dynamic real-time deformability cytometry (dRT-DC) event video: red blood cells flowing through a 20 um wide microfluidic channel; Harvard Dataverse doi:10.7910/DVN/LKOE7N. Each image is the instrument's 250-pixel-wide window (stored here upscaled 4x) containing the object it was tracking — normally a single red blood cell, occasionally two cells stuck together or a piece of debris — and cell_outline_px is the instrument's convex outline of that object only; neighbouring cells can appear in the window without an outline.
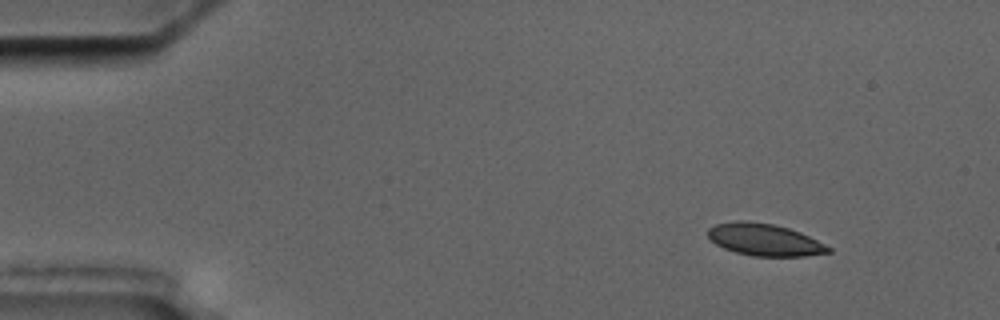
{"species": "common noctule bat (a hibernating species)", "species_latin": "Nyctalus noctula", "temperature_condition": "cold", "stored_images_in_passage": 4, "camera_frame_rate_fps": 3000, "um_per_image_px": 0.085, "animal": {"sex": "male", "body_mass_g": 17.5, "forearm_length_mm": 52.3}, "frame": {"image": 1, "passage_image": 1, "time_ms": 0.0, "image_size_px": [1000, 320], "cell_outline_px": [[832, 252], [804, 256], [752, 256], [736, 252], [724, 248], [716, 244], [708, 236], [708, 228], [716, 224], [736, 220], [744, 220], [772, 224], [788, 228], [800, 232], [832, 248]], "centroid_in_image_um": [64.98, 20.37], "position_along_channel_um": 20.0, "area_um2": 22.37}}